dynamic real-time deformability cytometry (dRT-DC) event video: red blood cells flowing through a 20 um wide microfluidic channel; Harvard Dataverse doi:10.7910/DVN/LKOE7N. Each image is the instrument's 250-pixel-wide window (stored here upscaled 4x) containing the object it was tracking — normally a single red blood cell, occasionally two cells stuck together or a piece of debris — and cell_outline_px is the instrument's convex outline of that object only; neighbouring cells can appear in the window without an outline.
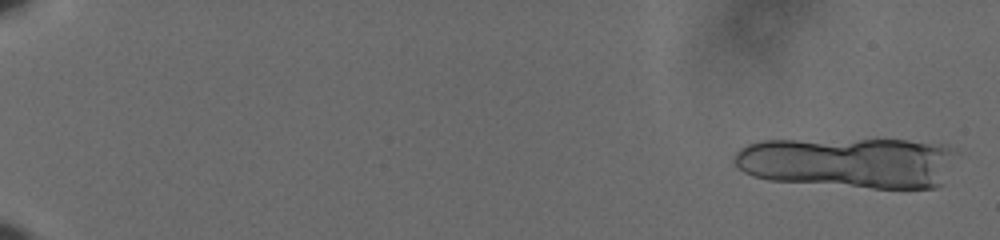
{"species": "human", "species_latin": "Homo sapiens", "temperature_condition": "cold", "stored_images_in_passage": 18, "camera_frame_rate_fps": 3000, "um_per_image_px": 0.085, "donor": {"sex": "male"}, "frame": {"image": 1, "passage_image": 1, "time_ms": 0.0, "image_size_px": [1000, 240], "cell_outline_px": [[956, 152], [940, 184], [936, 188], [872, 188], [768, 180], [752, 176], [744, 172], [732, 160], [736, 152], [740, 148], [748, 144], [760, 140], [908, 140], [948, 144], [956, 148]], "centroid_in_image_um": [72.12, 13.8], "position_along_channel_um": 12.9, "area_um2": 66.24}}